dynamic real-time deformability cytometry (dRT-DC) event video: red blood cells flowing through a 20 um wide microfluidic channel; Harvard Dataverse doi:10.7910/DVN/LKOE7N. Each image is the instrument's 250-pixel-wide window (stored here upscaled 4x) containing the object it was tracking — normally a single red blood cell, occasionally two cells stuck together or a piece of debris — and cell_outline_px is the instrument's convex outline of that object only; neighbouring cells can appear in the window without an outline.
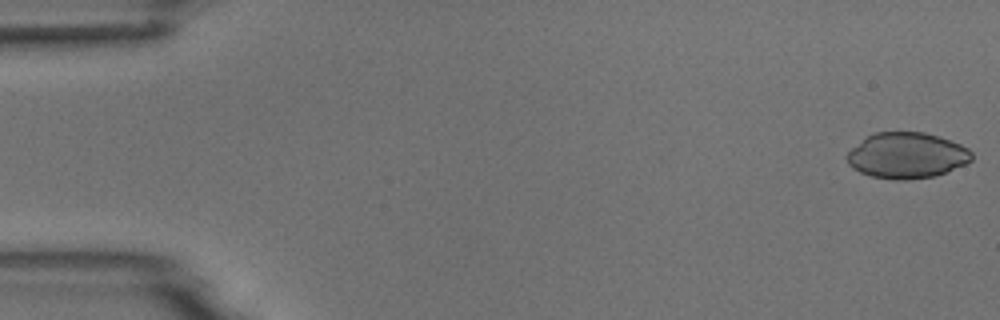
{"species": "common noctule bat (a hibernating species)", "species_latin": "Nyctalus noctula", "temperature_condition": "room temperature", "stored_images_in_passage": 5, "camera_frame_rate_fps": 3000, "um_per_image_px": 0.085, "animal": {"sex": "male", "body_mass_g": 18.8}, "frame": {"image": 1, "passage_image": 1, "time_ms": 0.0, "image_size_px": [1000, 320], "cell_outline_px": [[972, 160], [964, 164], [936, 176], [904, 180], [892, 180], [872, 176], [860, 172], [852, 168], [848, 164], [844, 156], [852, 148], [868, 136], [876, 132], [924, 132], [940, 136], [960, 144], [968, 148], [972, 152]], "centroid_in_image_um": [77.07, 13.22], "position_along_channel_um": 7.9, "area_um2": 33.35}}